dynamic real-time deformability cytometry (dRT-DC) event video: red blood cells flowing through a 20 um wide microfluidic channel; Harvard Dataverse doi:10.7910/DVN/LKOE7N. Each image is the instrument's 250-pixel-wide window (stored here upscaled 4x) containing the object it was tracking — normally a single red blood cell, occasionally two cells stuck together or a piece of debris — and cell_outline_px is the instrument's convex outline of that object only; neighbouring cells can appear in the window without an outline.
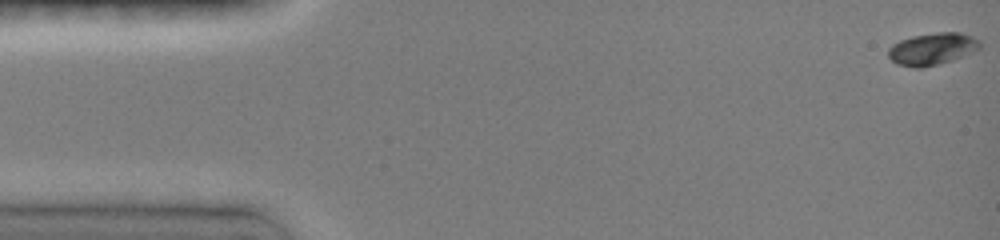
{"species": "common noctule bat (a hibernating species)", "species_latin": "Nyctalus noctula", "temperature_condition": "room temperature", "stored_images_in_passage": 20, "camera_frame_rate_fps": 3000, "um_per_image_px": 0.085, "animal": {"sex": "female", "body_mass_g": 19.0, "forearm_length_mm": 51.5}, "frame": {"image": 1, "passage_image": 1, "time_ms": 0.0, "image_size_px": [1000, 240], "cell_outline_px": [[980, 48], [952, 60], [940, 64], [920, 68], [912, 68], [896, 64], [888, 56], [888, 48], [892, 44], [900, 40], [912, 36], [936, 32], [960, 32], [972, 36], [980, 40]], "centroid_in_image_um": [79.21, 4.16], "position_along_channel_um": 5.8, "area_um2": 17.22}}
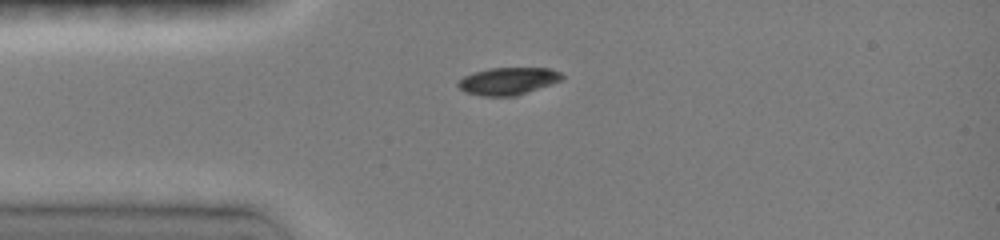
{"frame": {"image": 2, "passage_image": 11, "time_ms": 3.667, "image_size_px": [1000, 240], "cell_outline_px": [[564, 80], [516, 96], [480, 96], [464, 92], [456, 84], [464, 76], [472, 72], [488, 68], [548, 68], [560, 72], [564, 76]], "centroid_in_image_um": [43.19, 6.89], "position_along_channel_um": 41.8, "area_um2": 16.76}}